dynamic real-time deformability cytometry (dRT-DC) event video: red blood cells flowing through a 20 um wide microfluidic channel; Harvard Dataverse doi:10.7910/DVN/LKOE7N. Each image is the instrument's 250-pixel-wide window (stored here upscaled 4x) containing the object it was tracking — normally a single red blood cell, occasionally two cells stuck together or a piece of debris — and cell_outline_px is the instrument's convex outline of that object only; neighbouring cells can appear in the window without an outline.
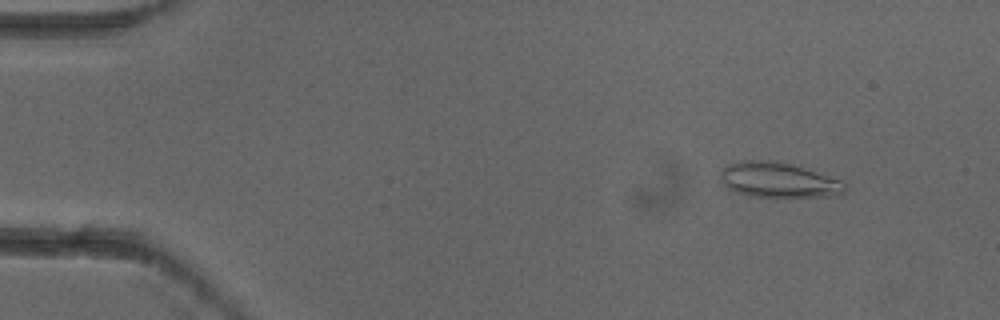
{"species": "common noctule bat (a hibernating species)", "species_latin": "Nyctalus noctula", "temperature_condition": "cold", "stored_images_in_passage": 6, "camera_frame_rate_fps": 3000, "um_per_image_px": 0.085, "animal": {"sex": "female"}, "frame": {"image": 1, "passage_image": 2, "time_ms": 0.333, "image_size_px": [1000, 320], "cell_outline_px": [[848, 188], [844, 192], [836, 196], [748, 196], [736, 192], [728, 188], [724, 184], [720, 176], [720, 172], [728, 164], [744, 160], [772, 160], [800, 164], [844, 180], [848, 184]], "centroid_in_image_um": [66.28, 15.27], "position_along_channel_um": 18.7, "area_um2": 26.18}}